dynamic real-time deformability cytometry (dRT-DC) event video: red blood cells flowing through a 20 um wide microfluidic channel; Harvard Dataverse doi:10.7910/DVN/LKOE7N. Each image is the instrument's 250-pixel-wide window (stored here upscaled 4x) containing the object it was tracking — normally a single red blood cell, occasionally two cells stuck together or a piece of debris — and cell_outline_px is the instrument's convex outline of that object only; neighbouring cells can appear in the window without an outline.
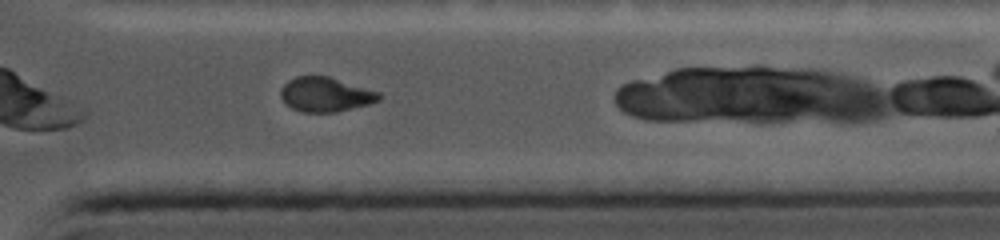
{"species": "common noctule bat (a hibernating species)", "species_latin": "Nyctalus noctula", "temperature_condition": "cold", "stored_images_in_passage": 21, "camera_frame_rate_fps": 5000, "um_per_image_px": 0.085, "animal": {"sex": "female", "body_mass_g": 19.0, "forearm_length_mm": 56.7}, "frame": {"image": 1, "passage_image": 15, "time_ms": 7.6, "image_size_px": [1000, 240], "cell_outline_px": [[380, 100], [368, 104], [336, 112], [300, 112], [292, 108], [280, 96], [280, 88], [288, 80], [296, 76], [328, 76], [380, 92]], "centroid_in_image_um": [27.65, 8.03], "position_along_channel_um": 383.8, "area_um2": 19.65}}